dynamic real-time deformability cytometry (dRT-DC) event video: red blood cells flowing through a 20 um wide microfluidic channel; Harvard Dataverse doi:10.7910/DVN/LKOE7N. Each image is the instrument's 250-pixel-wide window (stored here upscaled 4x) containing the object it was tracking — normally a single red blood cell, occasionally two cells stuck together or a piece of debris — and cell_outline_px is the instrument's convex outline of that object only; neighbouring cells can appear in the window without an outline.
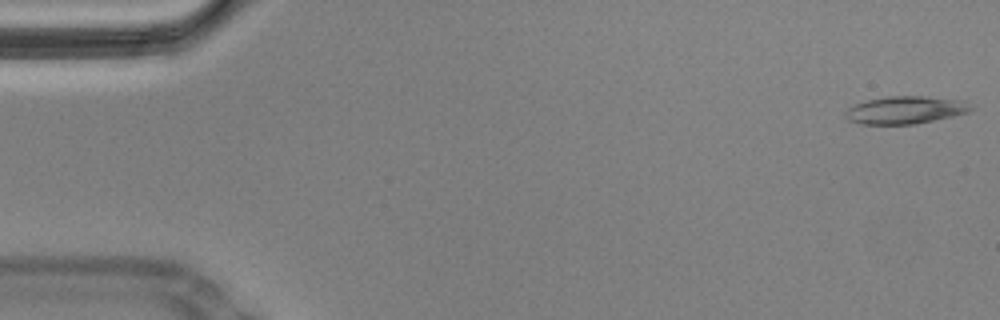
{"species": "Egyptian fruit bat (a non-hibernating species)", "species_latin": "Rousettus aegyptiacus", "temperature_condition": "cold", "stored_images_in_passage": 57, "camera_frame_rate_fps": 3000, "um_per_image_px": 0.085, "animal": {"sex": "male"}, "frame": {"image": 1, "passage_image": 1, "time_ms": 0.0, "image_size_px": [1000, 320], "cell_outline_px": [[972, 108], [968, 112], [952, 116], [912, 124], [860, 124], [848, 120], [844, 116], [844, 112], [848, 108], [856, 104], [868, 100], [888, 96], [924, 96], [960, 100]], "centroid_in_image_um": [76.88, 9.35], "position_along_channel_um": 8.1, "area_um2": 19.83}}
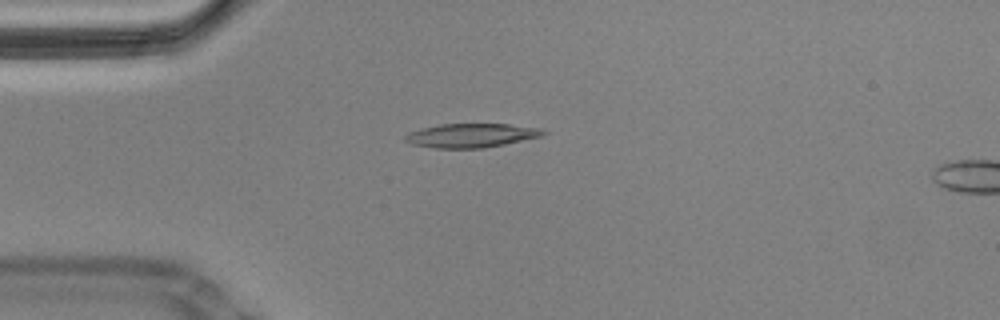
{"frame": {"image": 2, "passage_image": 14, "time_ms": 4.333, "image_size_px": [1000, 320], "cell_outline_px": [[548, 132], [544, 136], [484, 148], [436, 148], [412, 144], [404, 140], [404, 136], [408, 132], [420, 128], [440, 124], [508, 124], [540, 128]], "centroid_in_image_um": [40.06, 11.51], "position_along_channel_um": 44.9, "area_um2": 19.36}}
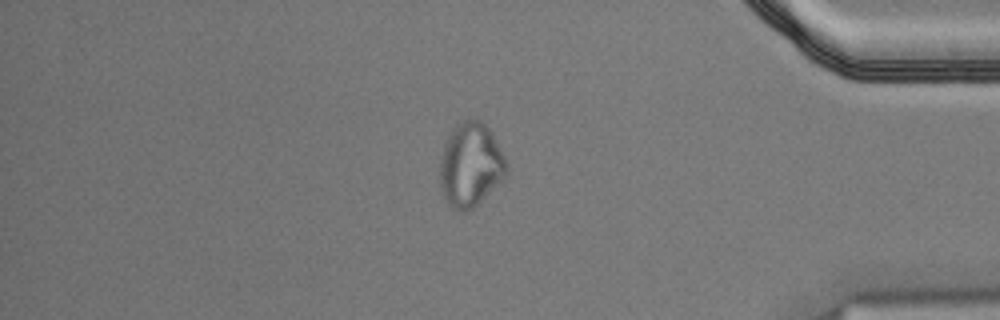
{"frame": {"image": 3, "passage_image": 48, "time_ms": 15.667, "image_size_px": [1000, 320], "cell_outline_px": [[508, 172], [472, 208], [464, 212], [456, 212], [444, 200], [440, 188], [440, 156], [444, 144], [452, 128], [456, 124], [468, 116], [480, 120], [488, 128], [504, 156], [508, 164]], "centroid_in_image_um": [39.94, 13.99], "position_along_channel_um": 395.3, "area_um2": 32.6}, "authors_computed_cell_mechanics": {"area_um2": 19.8832, "velocity_mm_per_s": 3.4944, "shape_relaxation_time_tau1_ms": null, "shape_relaxation_time_tau2_ms": 3.0068, "deformation_change_tau1": null, "deformation_change_tau2": 0.0994}}